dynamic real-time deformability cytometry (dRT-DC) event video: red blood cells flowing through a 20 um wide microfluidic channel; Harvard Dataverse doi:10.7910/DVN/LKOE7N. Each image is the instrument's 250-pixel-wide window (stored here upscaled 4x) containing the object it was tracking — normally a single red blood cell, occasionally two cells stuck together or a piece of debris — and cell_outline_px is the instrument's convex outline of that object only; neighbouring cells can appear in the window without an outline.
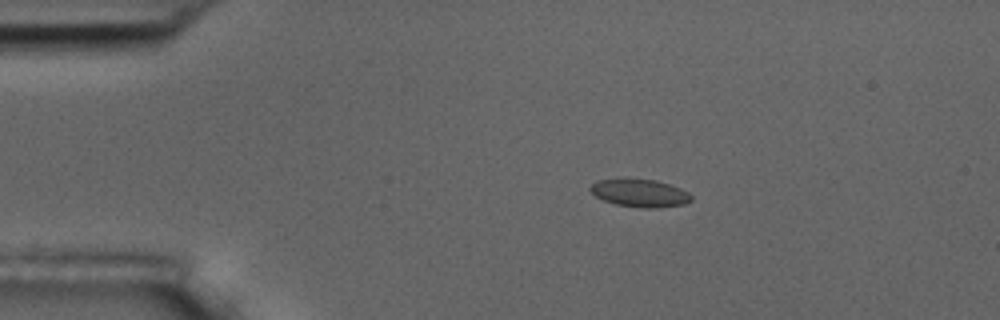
{"species": "common noctule bat (a hibernating species)", "species_latin": "Nyctalus noctula", "temperature_condition": "room temperature", "stored_images_in_passage": 3, "camera_frame_rate_fps": 3000, "um_per_image_px": 0.085, "animal": {"sex": "male", "body_mass_g": 17.5, "forearm_length_mm": 52.3}, "frame": {"image": 1, "passage_image": 2, "time_ms": 1.333, "image_size_px": [1000, 320], "cell_outline_px": [[692, 200], [684, 204], [656, 208], [640, 208], [616, 204], [604, 200], [596, 196], [588, 188], [596, 180], [620, 176], [656, 180], [680, 188], [688, 192], [692, 196]], "centroid_in_image_um": [54.34, 16.37], "position_along_channel_um": 30.7, "area_um2": 16.88}}